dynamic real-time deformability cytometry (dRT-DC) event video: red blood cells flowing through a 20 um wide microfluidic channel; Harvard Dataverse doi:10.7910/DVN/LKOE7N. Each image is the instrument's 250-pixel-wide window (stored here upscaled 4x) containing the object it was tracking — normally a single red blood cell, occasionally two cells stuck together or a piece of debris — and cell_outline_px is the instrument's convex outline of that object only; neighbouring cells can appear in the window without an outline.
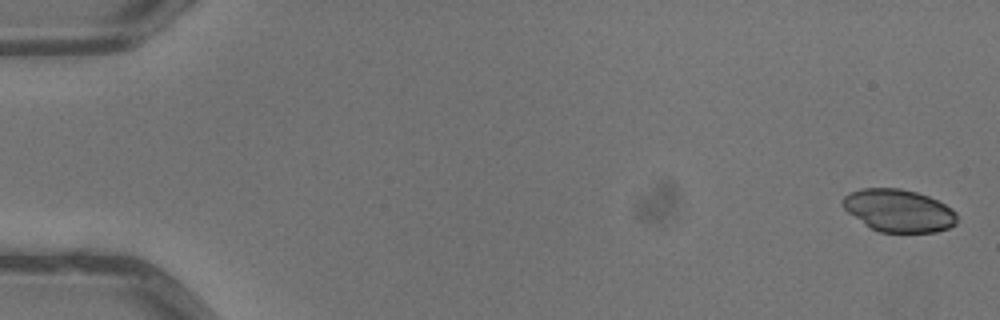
{"species": "common noctule bat (a hibernating species)", "species_latin": "Nyctalus noctula", "temperature_condition": "warm", "stored_images_in_passage": 5, "camera_frame_rate_fps": 3000, "um_per_image_px": 0.085, "animal": {"sex": "male", "body_mass_g": 13.3}, "frame": {"image": 1, "passage_image": 1, "time_ms": 0.0, "image_size_px": [1000, 320], "cell_outline_px": [[956, 224], [948, 228], [936, 232], [880, 232], [864, 224], [848, 212], [844, 208], [840, 200], [848, 192], [860, 188], [900, 188], [916, 192], [928, 196], [952, 208], [956, 212]], "centroid_in_image_um": [76.36, 17.89], "position_along_channel_um": 8.6, "area_um2": 28.38}}
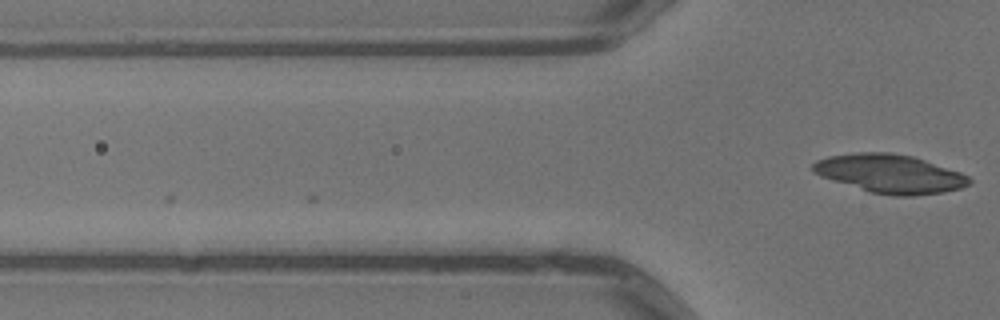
{"frame": {"image": 2, "passage_image": 5, "time_ms": 1.333, "image_size_px": [1000, 320], "cell_outline_px": [[972, 180], [968, 184], [960, 188], [944, 192], [916, 196], [896, 196], [868, 192], [820, 176], [812, 172], [812, 164], [816, 160], [828, 156], [856, 152], [888, 152], [912, 156], [960, 172], [968, 176]], "centroid_in_image_um": [75.61, 14.77], "position_along_channel_um": 50.2, "area_um2": 35.2}}